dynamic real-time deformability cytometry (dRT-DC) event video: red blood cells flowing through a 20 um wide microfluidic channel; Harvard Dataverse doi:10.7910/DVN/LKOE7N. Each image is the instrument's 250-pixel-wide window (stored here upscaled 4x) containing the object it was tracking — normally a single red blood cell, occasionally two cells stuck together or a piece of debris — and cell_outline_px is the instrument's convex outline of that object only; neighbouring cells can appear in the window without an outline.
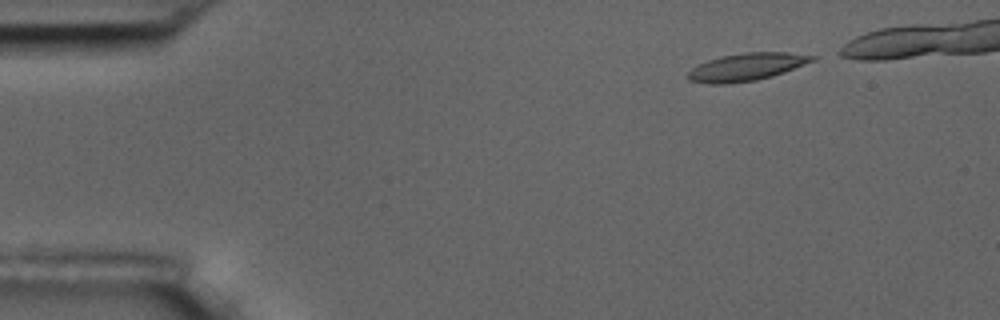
{"species": "common noctule bat (a hibernating species)", "species_latin": "Nyctalus noctula", "temperature_condition": "room temperature", "stored_images_in_passage": 11, "camera_frame_rate_fps": 3000, "um_per_image_px": 0.085, "animal": {"sex": "male", "body_mass_g": 17.5, "forearm_length_mm": 52.3}, "frame": {"image": 1, "passage_image": 1, "time_ms": 0.0, "image_size_px": [1000, 320], "cell_outline_px": [[816, 60], [784, 72], [772, 76], [756, 80], [728, 84], [712, 84], [688, 80], [688, 72], [692, 68], [708, 60], [720, 56], [744, 52], [788, 52], [816, 56]], "centroid_in_image_um": [63.47, 5.69], "position_along_channel_um": 21.5, "area_um2": 19.94}}
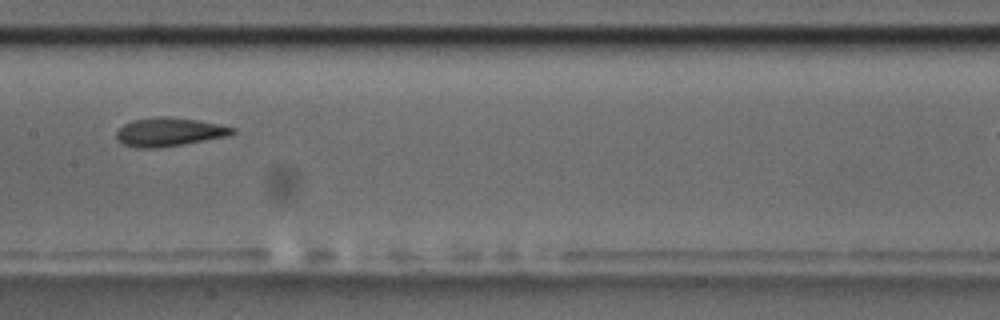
{"frame": {"image": 2, "passage_image": 7, "time_ms": 7.0, "image_size_px": [1000, 320], "cell_outline_px": [[236, 132], [228, 136], [156, 148], [136, 148], [124, 144], [116, 136], [116, 132], [124, 124], [132, 120], [160, 116], [168, 116], [196, 120], [220, 124], [236, 128]], "centroid_in_image_um": [14.39, 11.2], "position_along_channel_um": 193.0, "area_um2": 19.13}}
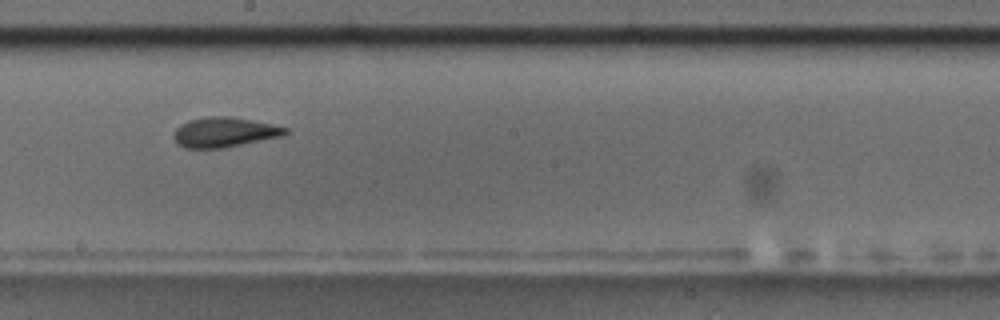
{"frame": {"image": 3, "passage_image": 8, "time_ms": 8.0, "image_size_px": [1000, 320], "cell_outline_px": [[288, 132], [284, 136], [224, 148], [184, 148], [176, 144], [172, 136], [172, 132], [180, 124], [188, 120], [208, 116], [228, 116], [252, 120], [272, 124], [288, 128]], "centroid_in_image_um": [19.03, 11.24], "position_along_channel_um": 229.2, "area_um2": 19.77}}